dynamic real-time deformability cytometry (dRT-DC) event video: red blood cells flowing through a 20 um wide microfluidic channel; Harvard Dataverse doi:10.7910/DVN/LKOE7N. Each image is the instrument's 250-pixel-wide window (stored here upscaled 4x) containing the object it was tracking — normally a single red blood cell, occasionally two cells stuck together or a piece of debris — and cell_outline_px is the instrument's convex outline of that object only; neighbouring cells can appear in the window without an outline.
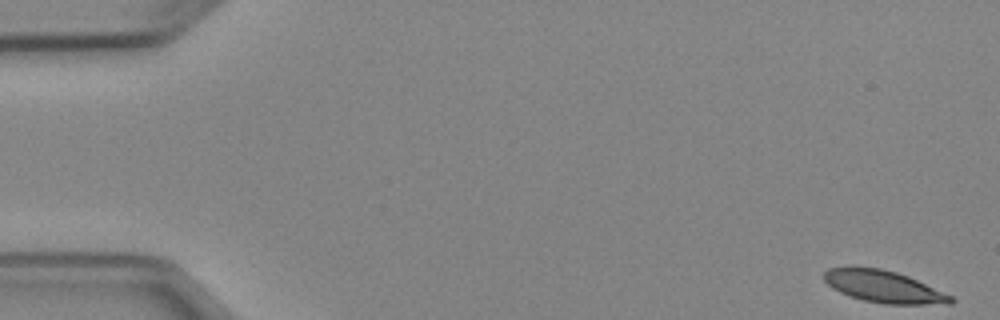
{"species": "Egyptian fruit bat (a non-hibernating species)", "species_latin": "Rousettus aegyptiacus", "temperature_condition": "cold", "stored_images_in_passage": 5, "camera_frame_rate_fps": 3000, "um_per_image_px": 0.085, "animal": {"sex": "female"}, "frame": {"image": 1, "passage_image": 1, "time_ms": 0.0, "image_size_px": [1000, 320], "cell_outline_px": [[956, 300], [952, 304], [884, 304], [864, 300], [840, 292], [832, 288], [824, 280], [824, 272], [828, 268], [880, 268], [896, 272], [908, 276], [952, 296]], "centroid_in_image_um": [75.15, 24.38], "position_along_channel_um": 9.9, "area_um2": 23.24}}
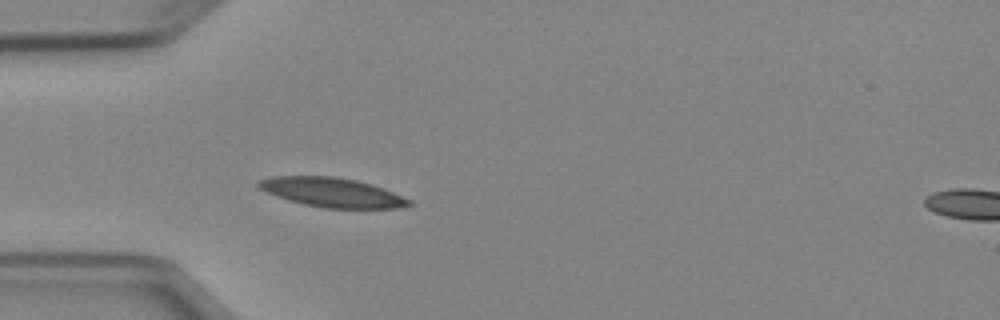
{"frame": {"image": 2, "passage_image": 5, "time_ms": 4.667, "image_size_px": [1000, 320], "cell_outline_px": [[416, 204], [400, 208], [324, 208], [304, 204], [288, 200], [276, 196], [256, 188], [256, 180], [272, 176], [336, 176], [356, 180], [372, 184], [384, 188], [412, 200]], "centroid_in_image_um": [28.22, 16.35], "position_along_channel_um": 56.8, "area_um2": 26.13}}